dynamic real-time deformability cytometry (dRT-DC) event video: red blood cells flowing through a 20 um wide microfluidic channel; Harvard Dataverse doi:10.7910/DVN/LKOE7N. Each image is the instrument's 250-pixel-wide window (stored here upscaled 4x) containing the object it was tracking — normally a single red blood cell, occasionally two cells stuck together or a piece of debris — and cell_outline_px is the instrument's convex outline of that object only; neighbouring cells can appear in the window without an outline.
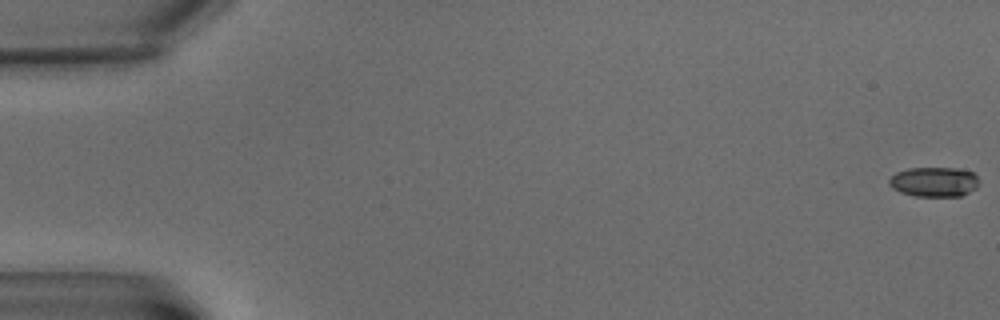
{"species": "common noctule bat (a hibernating species)", "species_latin": "Nyctalus noctula", "temperature_condition": "warm", "stored_images_in_passage": 11, "camera_frame_rate_fps": 3000, "um_per_image_px": 0.085, "animal": {"sex": "male", "body_mass_g": 15.6}, "frame": {"image": 1, "passage_image": 1, "time_ms": 0.0, "image_size_px": [1000, 320], "cell_outline_px": [[980, 184], [976, 188], [960, 196], [916, 196], [900, 192], [892, 188], [888, 184], [888, 180], [896, 172], [908, 168], [956, 168], [972, 172], [976, 176]], "centroid_in_image_um": [79.38, 15.45], "position_along_channel_um": 5.6, "area_um2": 15.61}}
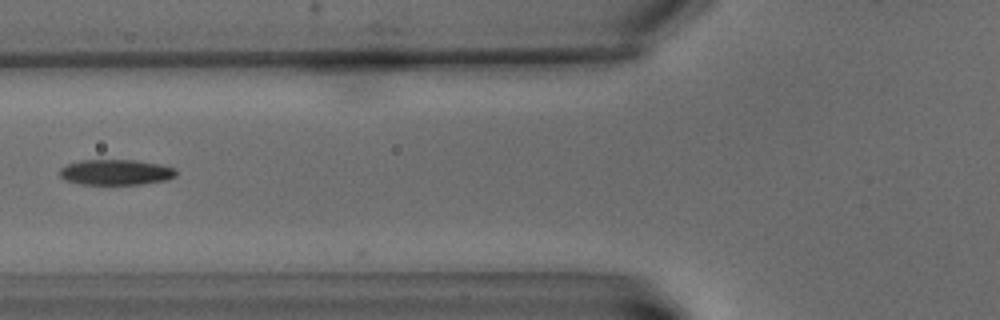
{"frame": {"image": 2, "passage_image": 8, "time_ms": 9.333, "image_size_px": [1000, 320], "cell_outline_px": [[176, 176], [168, 180], [140, 184], [80, 184], [64, 180], [60, 176], [60, 168], [68, 164], [80, 160], [136, 160], [160, 164], [176, 168]], "centroid_in_image_um": [9.86, 14.64], "position_along_channel_um": 115.9, "area_um2": 17.4}}
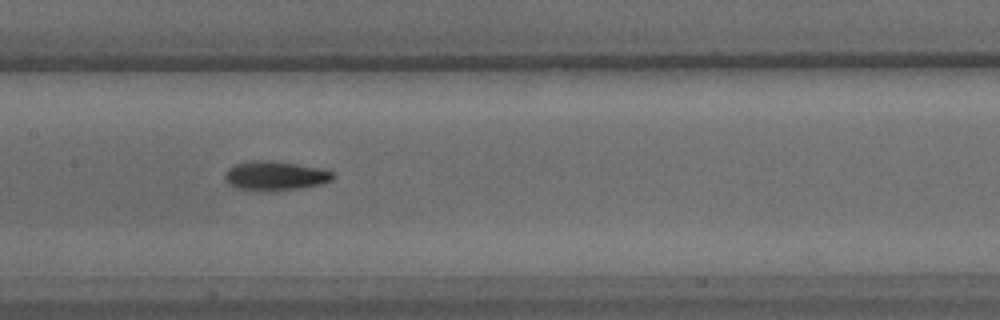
{"frame": {"image": 3, "passage_image": 10, "time_ms": 11.667, "image_size_px": [1000, 320], "cell_outline_px": [[336, 176], [332, 180], [324, 184], [300, 188], [260, 192], [236, 188], [228, 184], [224, 176], [228, 168], [236, 164], [252, 160], [268, 160], [296, 164], [320, 168], [332, 172]], "centroid_in_image_um": [23.38, 14.96], "position_along_channel_um": 184.0, "area_um2": 18.61}}